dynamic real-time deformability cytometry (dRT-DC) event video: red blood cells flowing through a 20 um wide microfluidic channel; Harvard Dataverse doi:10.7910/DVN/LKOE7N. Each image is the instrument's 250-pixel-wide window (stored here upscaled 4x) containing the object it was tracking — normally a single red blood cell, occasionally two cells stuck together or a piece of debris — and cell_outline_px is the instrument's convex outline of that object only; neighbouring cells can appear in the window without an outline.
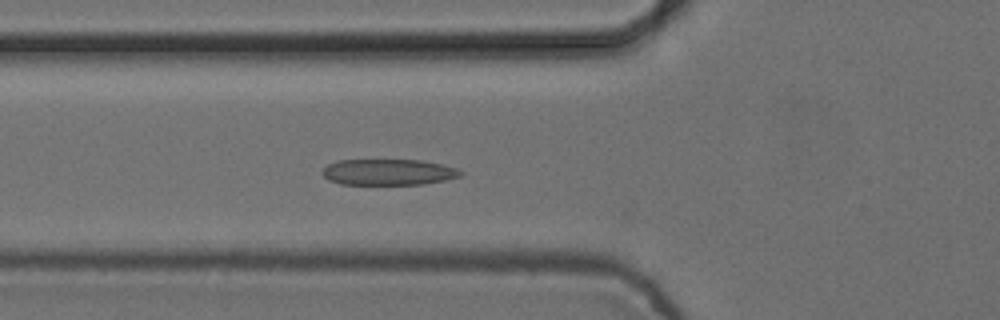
{"species": "common noctule bat (a hibernating species)", "species_latin": "Nyctalus noctula", "temperature_condition": "cold", "stored_images_in_passage": 6, "camera_frame_rate_fps": 3000, "um_per_image_px": 0.085, "animal": {"sex": "female", "body_mass_g": 24.6, "forearm_length_mm": 56.2}, "frame": {"image": 1, "passage_image": 6, "time_ms": 1.667, "image_size_px": [1000, 320], "cell_outline_px": [[464, 172], [460, 176], [444, 180], [424, 184], [340, 184], [328, 180], [320, 172], [328, 164], [336, 160], [420, 160], [440, 164], [456, 168]], "centroid_in_image_um": [32.97, 14.63], "position_along_channel_um": 92.8, "area_um2": 20.92}}